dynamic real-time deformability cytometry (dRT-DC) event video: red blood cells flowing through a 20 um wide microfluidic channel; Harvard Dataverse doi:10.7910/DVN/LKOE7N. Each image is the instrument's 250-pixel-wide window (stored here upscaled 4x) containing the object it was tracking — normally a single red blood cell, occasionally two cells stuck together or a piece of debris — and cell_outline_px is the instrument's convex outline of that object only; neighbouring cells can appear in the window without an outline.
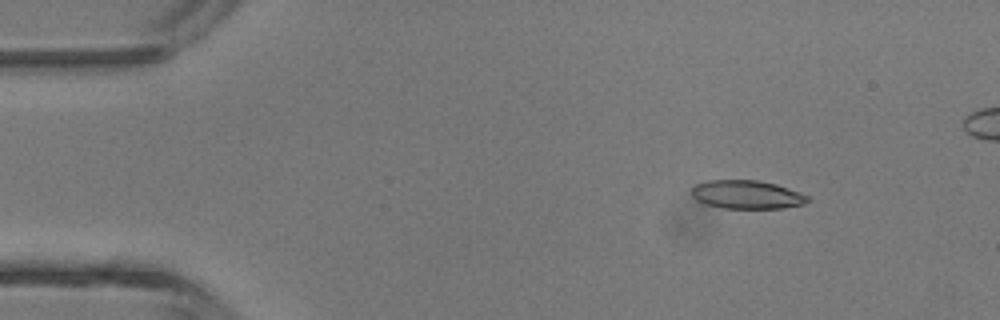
{"species": "common noctule bat (a hibernating species)", "species_latin": "Nyctalus noctula", "temperature_condition": "room temperature", "stored_images_in_passage": 3, "camera_frame_rate_fps": 3000, "um_per_image_px": 0.085, "animal": {"sex": "male", "body_mass_g": 13.3}, "frame": {"image": 1, "passage_image": 1, "time_ms": 0.0, "image_size_px": [1000, 320], "cell_outline_px": [[812, 200], [804, 204], [784, 208], [724, 208], [708, 204], [696, 200], [692, 196], [692, 188], [696, 184], [708, 180], [756, 180], [776, 184], [788, 188], [808, 196]], "centroid_in_image_um": [63.5, 16.54], "position_along_channel_um": 21.5, "area_um2": 19.19}}
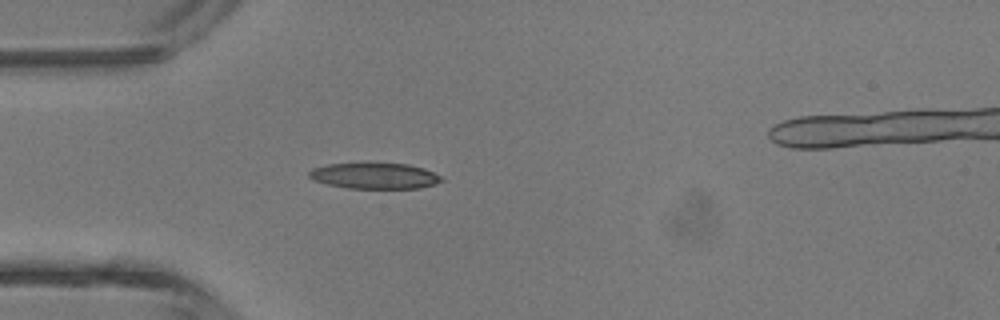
{"frame": {"image": 2, "passage_image": 3, "time_ms": 2.333, "image_size_px": [1000, 320], "cell_outline_px": [[444, 180], [436, 184], [420, 188], [348, 188], [328, 184], [312, 180], [308, 176], [308, 172], [312, 168], [328, 164], [368, 160], [408, 164], [424, 168], [440, 176]], "centroid_in_image_um": [31.8, 14.89], "position_along_channel_um": 53.2, "area_um2": 20.92}}